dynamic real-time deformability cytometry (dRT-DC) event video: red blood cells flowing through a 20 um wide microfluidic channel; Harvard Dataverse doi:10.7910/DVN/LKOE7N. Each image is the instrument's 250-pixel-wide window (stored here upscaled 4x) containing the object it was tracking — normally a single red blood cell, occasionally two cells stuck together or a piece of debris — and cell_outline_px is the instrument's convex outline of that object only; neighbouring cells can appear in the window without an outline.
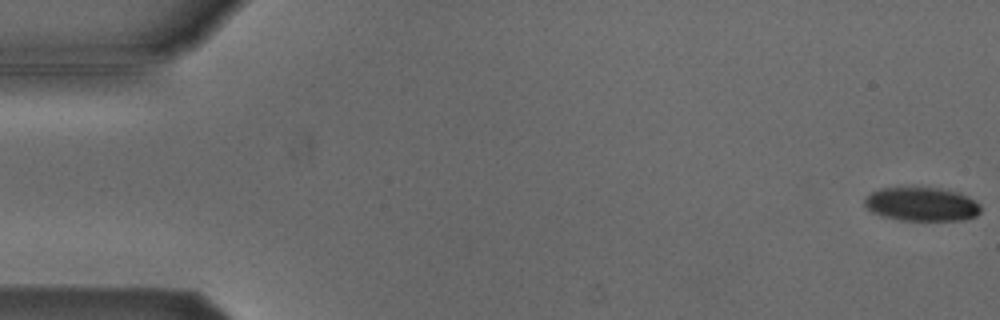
{"species": "Egyptian fruit bat (a non-hibernating species)", "species_latin": "Rousettus aegyptiacus", "temperature_condition": "cold", "stored_images_in_passage": 53, "camera_frame_rate_fps": 3000, "um_per_image_px": 0.085, "animal": {"sex": "male"}, "frame": {"image": 1, "passage_image": 1, "time_ms": 0.0, "image_size_px": [1000, 320], "cell_outline_px": [[980, 212], [976, 216], [964, 220], [900, 220], [880, 216], [864, 208], [864, 196], [880, 188], [940, 188], [960, 192], [976, 200], [980, 204]], "centroid_in_image_um": [78.33, 17.36], "position_along_channel_um": 6.7, "area_um2": 23.18}}
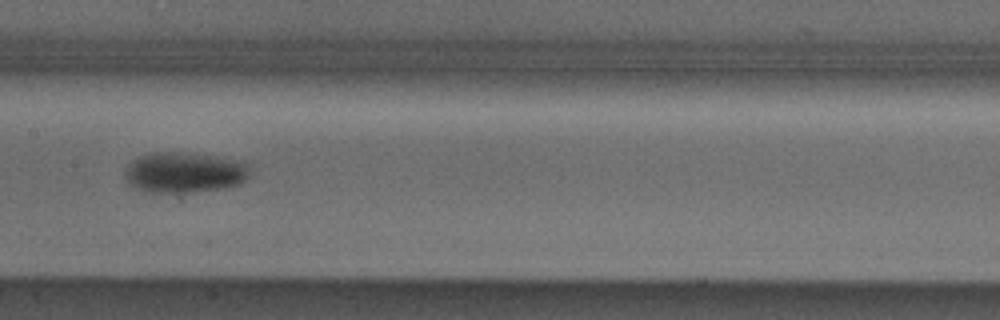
{"frame": {"image": 2, "passage_image": 27, "time_ms": 8.667, "image_size_px": [1000, 320], "cell_outline_px": [[248, 176], [240, 184], [228, 188], [192, 192], [148, 192], [136, 188], [128, 184], [124, 180], [124, 172], [128, 164], [132, 160], [140, 156], [152, 152], [176, 152], [208, 156], [232, 160], [248, 164]], "centroid_in_image_um": [15.6, 14.68], "position_along_channel_um": 191.8, "area_um2": 29.36}}
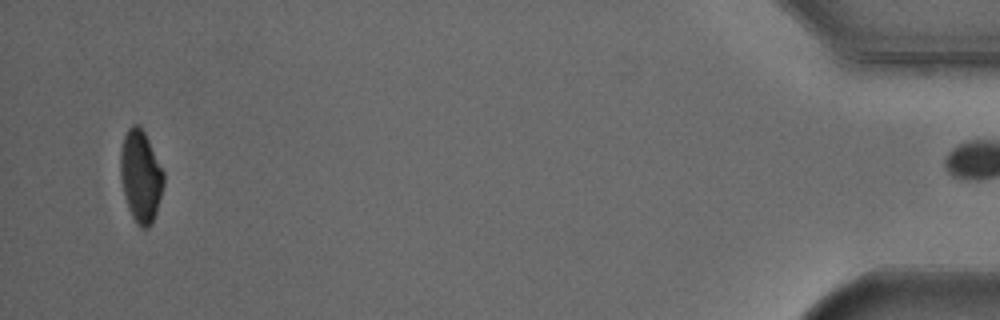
{"frame": {"image": 3, "passage_image": 52, "time_ms": 17.0, "image_size_px": [1000, 320], "cell_outline_px": [[164, 184], [156, 212], [152, 224], [148, 228], [140, 228], [132, 216], [128, 208], [120, 176], [120, 152], [124, 136], [128, 128], [132, 124], [140, 124], [164, 172]], "centroid_in_image_um": [11.95, 14.97], "position_along_channel_um": 423.2, "area_um2": 23.06}, "authors_computed_cell_mechanics": {"area_um2": 26.0678, "velocity_mm_per_s": 3.8337, "shape_relaxation_time_tau1_ms": 2.5087, "shape_relaxation_time_tau2_ms": null, "deformation_change_tau1": 0.1009, "deformation_change_tau2": null}}